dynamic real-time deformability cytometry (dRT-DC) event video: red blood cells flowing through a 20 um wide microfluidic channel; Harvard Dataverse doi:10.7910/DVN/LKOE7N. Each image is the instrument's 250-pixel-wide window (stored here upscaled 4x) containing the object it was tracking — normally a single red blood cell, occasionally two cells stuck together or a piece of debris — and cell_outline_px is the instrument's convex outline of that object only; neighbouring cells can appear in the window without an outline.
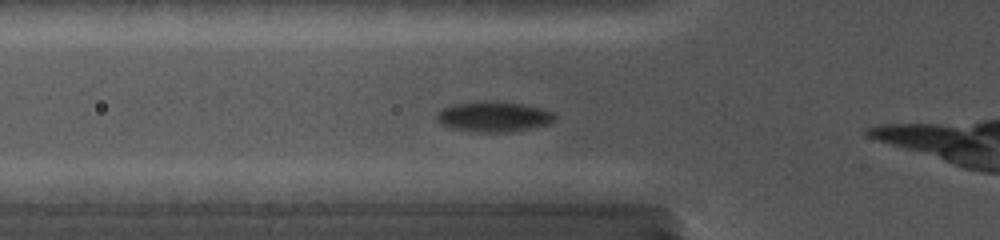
{"species": "common noctule bat (a hibernating species)", "species_latin": "Nyctalus noctula", "temperature_condition": "cold", "stored_images_in_passage": 8, "camera_frame_rate_fps": 5000, "um_per_image_px": 0.085, "animal": {"sex": "female", "body_mass_g": 19.0, "forearm_length_mm": 56.7}, "frame": {"image": 1, "passage_image": 2, "time_ms": 0.6, "image_size_px": [1000, 240], "cell_outline_px": [[556, 120], [552, 124], [512, 132], [476, 132], [452, 128], [440, 124], [436, 116], [440, 108], [452, 104], [484, 100], [500, 100], [524, 104], [556, 112]], "centroid_in_image_um": [42.01, 9.9], "position_along_channel_um": 83.8, "area_um2": 21.56}}
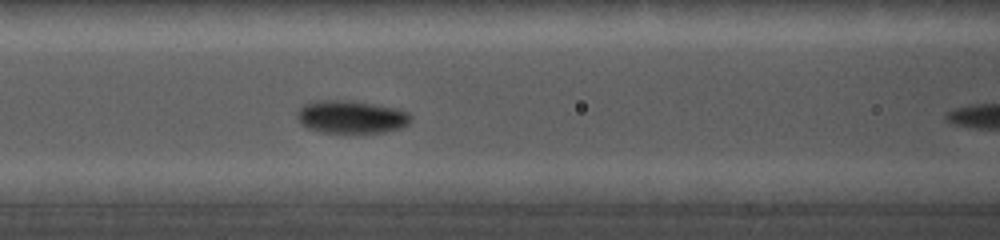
{"frame": {"image": 2, "passage_image": 5, "time_ms": 2.0, "image_size_px": [1000, 240], "cell_outline_px": [[412, 120], [408, 124], [400, 128], [384, 132], [344, 136], [320, 132], [308, 128], [300, 124], [296, 116], [296, 112], [304, 104], [316, 100], [352, 100], [396, 108], [408, 112], [412, 116]], "centroid_in_image_um": [29.83, 9.98], "position_along_channel_um": 136.8, "area_um2": 22.83}}
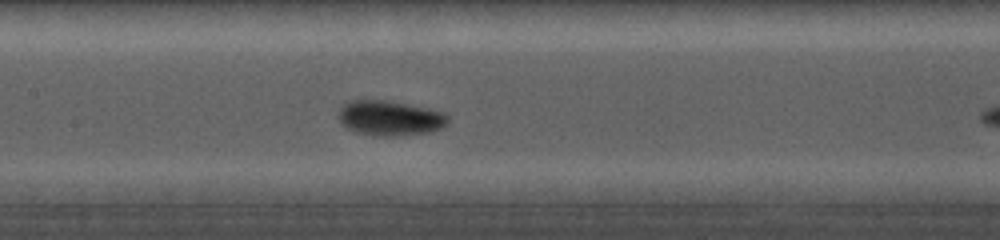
{"frame": {"image": 3, "passage_image": 7, "time_ms": 3.0, "image_size_px": [1000, 240], "cell_outline_px": [[448, 120], [440, 128], [428, 132], [396, 136], [376, 136], [356, 132], [348, 128], [340, 120], [340, 108], [348, 100], [388, 100], [428, 108], [444, 112], [448, 116]], "centroid_in_image_um": [33.14, 10.03], "position_along_channel_um": 174.3, "area_um2": 22.14}}